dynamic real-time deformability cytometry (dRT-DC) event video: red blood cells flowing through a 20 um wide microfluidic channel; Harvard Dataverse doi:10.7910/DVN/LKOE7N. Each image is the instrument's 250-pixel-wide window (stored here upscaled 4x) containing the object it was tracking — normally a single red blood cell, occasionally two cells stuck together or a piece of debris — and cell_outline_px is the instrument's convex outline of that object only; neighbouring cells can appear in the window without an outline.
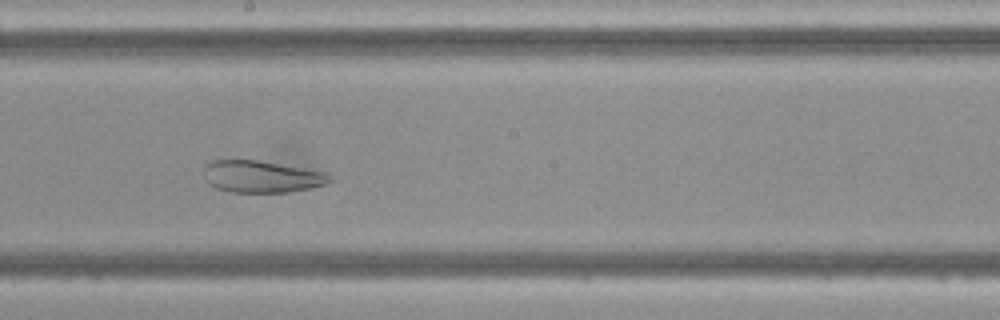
{"species": "Egyptian fruit bat (a non-hibernating species)", "species_latin": "Rousettus aegyptiacus", "temperature_condition": "cold", "stored_images_in_passage": 48, "camera_frame_rate_fps": 3000, "um_per_image_px": 0.085, "frame": {"image": 1, "passage_image": 26, "time_ms": 8.333, "image_size_px": [1000, 320], "cell_outline_px": [[336, 180], [328, 184], [288, 192], [232, 192], [216, 188], [208, 184], [204, 180], [204, 168], [212, 160], [256, 160], [332, 172], [336, 176]], "centroid_in_image_um": [22.35, 15.01], "position_along_channel_um": 225.9, "area_um2": 23.99}}
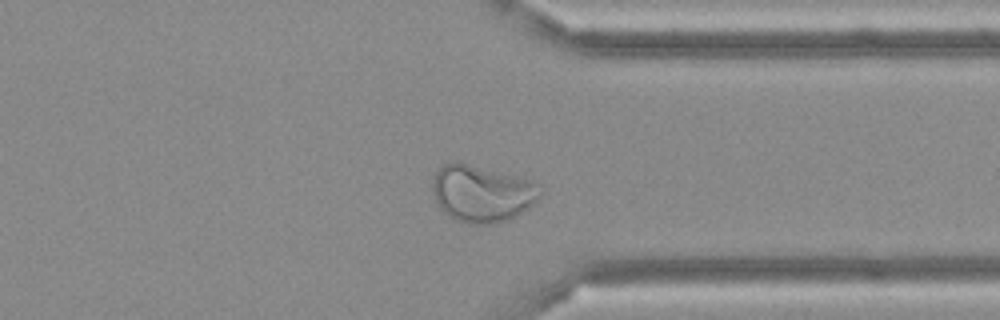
{"frame": {"image": 2, "passage_image": 37, "time_ms": 12.0, "image_size_px": [1000, 320], "cell_outline_px": [[544, 192], [528, 208], [504, 220], [488, 224], [476, 224], [456, 220], [448, 216], [440, 208], [432, 192], [432, 180], [436, 172], [444, 164], [456, 160], [460, 160], [532, 180], [540, 184], [544, 188]], "centroid_in_image_um": [40.96, 16.39], "position_along_channel_um": 370.4, "area_um2": 36.01}}
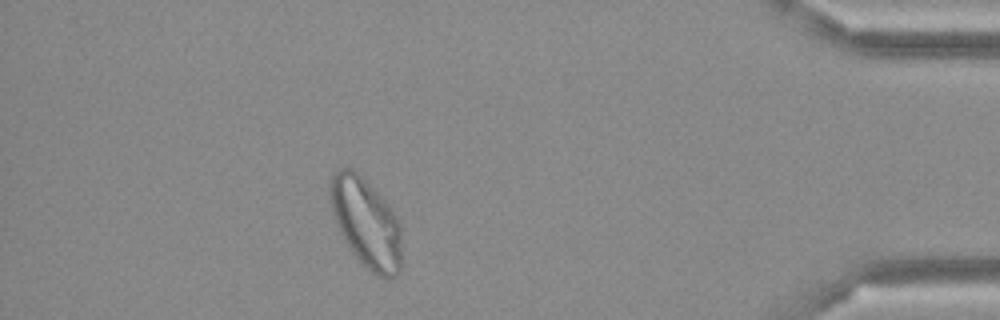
{"frame": {"image": 3, "passage_image": 43, "time_ms": 14.0, "image_size_px": [1000, 320], "cell_outline_px": [[400, 272], [396, 276], [388, 280], [384, 280], [372, 272], [352, 252], [344, 240], [336, 224], [328, 200], [328, 184], [332, 172], [336, 168], [352, 168], [392, 208], [400, 220]], "centroid_in_image_um": [31.08, 18.92], "position_along_channel_um": 404.1, "area_um2": 37.57}}